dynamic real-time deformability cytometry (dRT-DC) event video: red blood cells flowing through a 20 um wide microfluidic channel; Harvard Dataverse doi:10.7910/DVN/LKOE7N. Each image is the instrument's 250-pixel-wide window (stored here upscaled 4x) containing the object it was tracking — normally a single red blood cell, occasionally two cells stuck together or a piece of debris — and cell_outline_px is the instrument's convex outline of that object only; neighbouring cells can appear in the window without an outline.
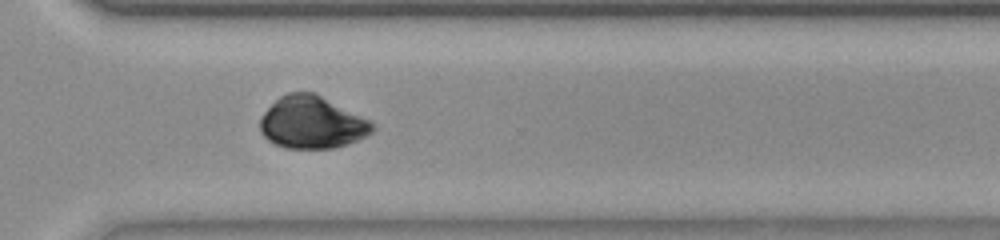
{"species": "common noctule bat (a hibernating species)", "species_latin": "Nyctalus noctula", "temperature_condition": "room temperature", "stored_images_in_passage": 49, "camera_frame_rate_fps": 3000, "um_per_image_px": 0.085, "animal": {"sex": "female", "body_mass_g": 23.0, "forearm_length_mm": 53.4}, "frame": {"image": 1, "passage_image": 34, "time_ms": 11.0, "image_size_px": [1000, 240], "cell_outline_px": [[376, 128], [372, 132], [348, 144], [332, 148], [284, 148], [268, 140], [260, 132], [260, 120], [264, 112], [280, 96], [288, 92], [316, 92], [368, 120]], "centroid_in_image_um": [26.49, 10.4], "position_along_channel_um": 344.1, "area_um2": 33.99}}